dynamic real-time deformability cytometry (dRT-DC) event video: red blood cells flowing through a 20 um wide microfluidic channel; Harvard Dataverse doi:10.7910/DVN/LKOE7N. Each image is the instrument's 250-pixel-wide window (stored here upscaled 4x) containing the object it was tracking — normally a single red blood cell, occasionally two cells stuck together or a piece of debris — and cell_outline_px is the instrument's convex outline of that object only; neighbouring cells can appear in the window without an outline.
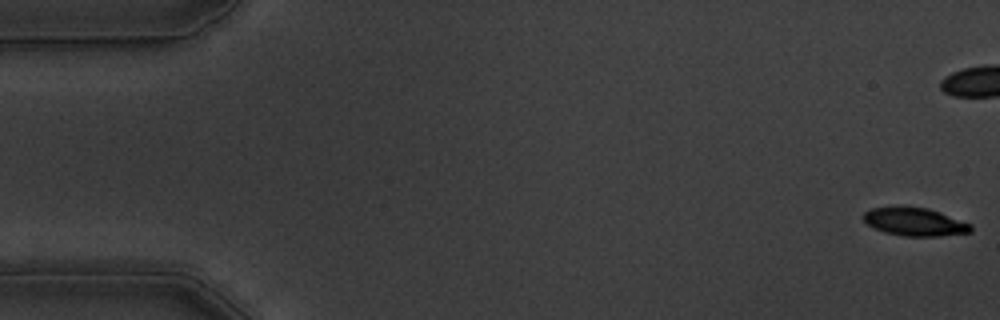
{"species": "common noctule bat (a hibernating species)", "species_latin": "Nyctalus noctula", "temperature_condition": "warm", "stored_images_in_passage": 58, "camera_frame_rate_fps": 3000, "um_per_image_px": 0.085, "animal": {"sex": "male", "body_mass_g": 19.5, "forearm_length_mm": 54.6}, "frame": {"image": 1, "passage_image": 1, "time_ms": 0.0, "image_size_px": [1000, 320], "cell_outline_px": [[972, 232], [940, 236], [904, 236], [884, 232], [868, 224], [860, 216], [864, 212], [872, 208], [896, 204], [928, 208], [940, 212], [972, 224]], "centroid_in_image_um": [77.72, 18.82], "position_along_channel_um": 7.3, "area_um2": 18.09}}
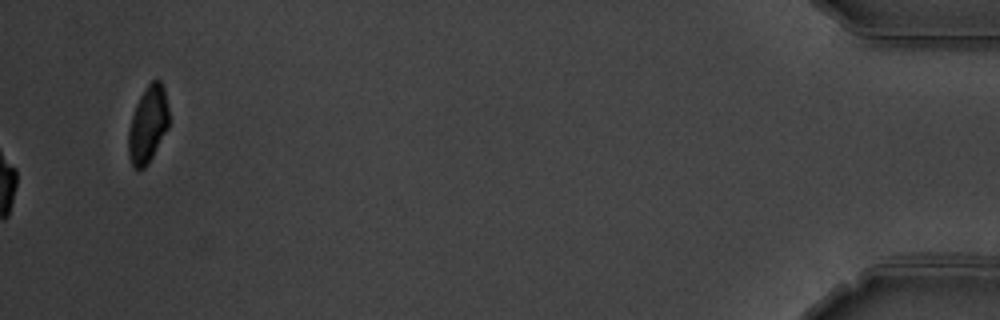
{"frame": {"image": 2, "passage_image": 58, "time_ms": 19.0, "image_size_px": [1000, 320], "cell_outline_px": [[168, 128], [148, 164], [144, 168], [132, 168], [128, 152], [128, 132], [132, 116], [136, 104], [144, 88], [152, 80], [160, 80], [164, 88], [168, 104]], "centroid_in_image_um": [12.57, 10.58], "position_along_channel_um": 422.6, "area_um2": 18.09}, "authors_computed_cell_mechanics": {"area_um2": 19.3341, "velocity_mm_per_s": 3.5492, "shape_relaxation_time_tau1_ms": 3.376, "shape_relaxation_time_tau2_ms": 6.2923, "deformation_change_tau1": 0.1337, "deformation_change_tau2": 0.1002}}